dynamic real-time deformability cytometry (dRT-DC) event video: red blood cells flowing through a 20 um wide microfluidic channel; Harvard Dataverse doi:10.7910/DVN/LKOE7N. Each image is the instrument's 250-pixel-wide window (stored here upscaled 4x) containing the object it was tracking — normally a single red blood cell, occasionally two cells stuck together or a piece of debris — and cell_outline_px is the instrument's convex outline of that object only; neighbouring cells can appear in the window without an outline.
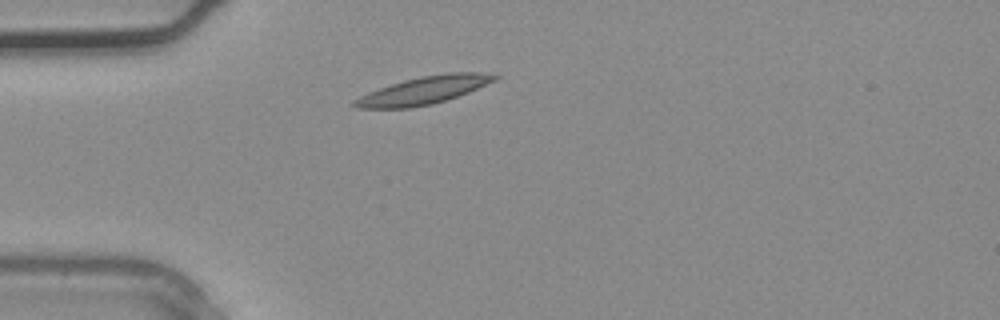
{"species": "common noctule bat (a hibernating species)", "species_latin": "Nyctalus noctula", "temperature_condition": "warm", "stored_images_in_passage": 3, "camera_frame_rate_fps": 3000, "um_per_image_px": 0.085, "animal": {"sex": "male", "body_mass_g": 20.4}, "frame": {"image": 1, "passage_image": 3, "time_ms": 0.667, "image_size_px": [1000, 320], "cell_outline_px": [[500, 76], [496, 80], [468, 92], [432, 104], [412, 108], [356, 108], [352, 104], [352, 100], [368, 92], [404, 80], [424, 76], [448, 72], [480, 72]], "centroid_in_image_um": [36.0, 7.68], "position_along_channel_um": 49.0, "area_um2": 22.31}}